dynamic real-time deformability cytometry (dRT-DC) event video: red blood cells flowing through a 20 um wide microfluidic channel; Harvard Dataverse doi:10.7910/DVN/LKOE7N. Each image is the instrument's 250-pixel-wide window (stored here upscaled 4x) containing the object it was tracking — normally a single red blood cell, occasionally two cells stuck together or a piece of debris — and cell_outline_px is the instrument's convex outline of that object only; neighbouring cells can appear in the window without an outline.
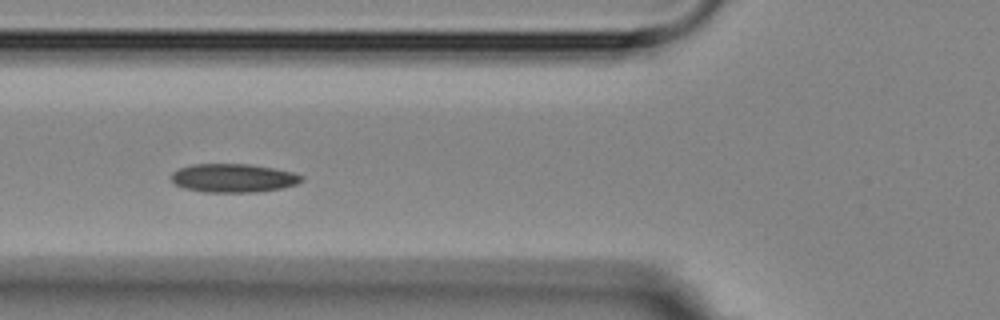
{"species": "Egyptian fruit bat (a non-hibernating species)", "species_latin": "Rousettus aegyptiacus", "temperature_condition": "room temperature", "stored_images_in_passage": 9, "camera_frame_rate_fps": 3000, "um_per_image_px": 0.085, "animal": {"sex": "female"}, "frame": {"image": 1, "passage_image": 6, "time_ms": 5.667, "image_size_px": [1000, 320], "cell_outline_px": [[304, 180], [296, 184], [284, 188], [260, 192], [204, 192], [184, 188], [176, 184], [172, 180], [172, 172], [180, 168], [192, 164], [248, 164], [272, 168], [292, 172], [304, 176]], "centroid_in_image_um": [19.86, 15.14], "position_along_channel_um": 105.9, "area_um2": 21.73}}
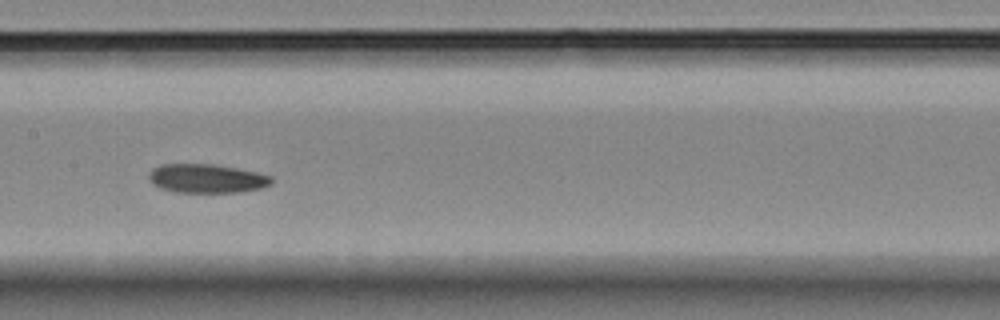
{"frame": {"image": 2, "passage_image": 8, "time_ms": 8.0, "image_size_px": [1000, 320], "cell_outline_px": [[272, 184], [260, 188], [240, 192], [176, 192], [160, 188], [152, 184], [148, 180], [148, 172], [152, 168], [160, 164], [212, 164], [236, 168], [256, 172], [272, 176]], "centroid_in_image_um": [17.52, 15.17], "position_along_channel_um": 189.9, "area_um2": 20.75}}
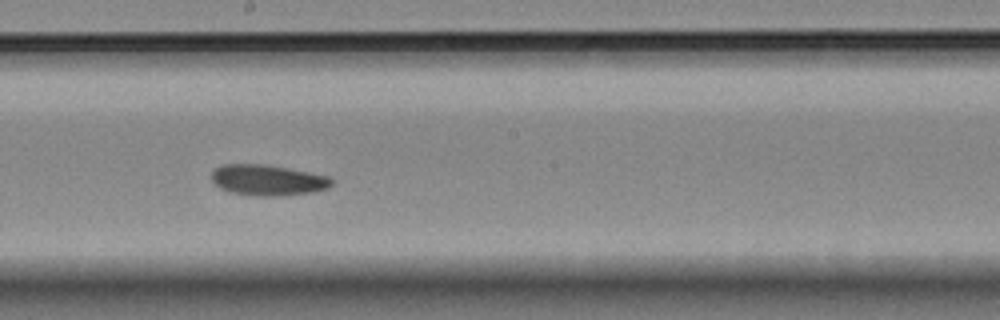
{"frame": {"image": 3, "passage_image": 9, "time_ms": 9.0, "image_size_px": [1000, 320], "cell_outline_px": [[336, 180], [328, 188], [312, 192], [284, 196], [256, 196], [232, 192], [220, 188], [212, 180], [212, 172], [216, 168], [224, 164], [264, 164], [308, 172], [328, 176]], "centroid_in_image_um": [22.79, 15.31], "position_along_channel_um": 225.4, "area_um2": 21.5}}